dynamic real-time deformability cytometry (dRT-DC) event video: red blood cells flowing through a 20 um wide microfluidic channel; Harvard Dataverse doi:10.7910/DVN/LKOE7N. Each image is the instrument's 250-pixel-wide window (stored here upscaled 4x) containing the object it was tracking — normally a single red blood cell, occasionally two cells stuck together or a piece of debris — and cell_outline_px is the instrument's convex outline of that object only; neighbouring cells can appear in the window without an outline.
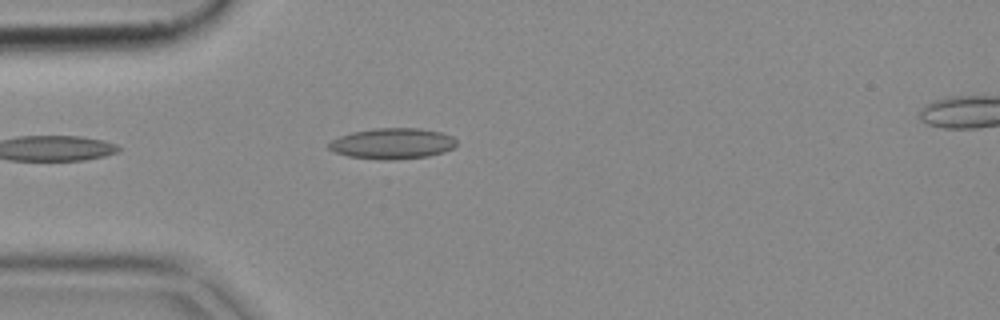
{"species": "common noctule bat (a hibernating species)", "species_latin": "Nyctalus noctula", "temperature_condition": "cold", "stored_images_in_passage": 11, "camera_frame_rate_fps": 3000, "um_per_image_px": 0.085, "animal": {"sex": "female", "body_mass_g": 18.4}, "frame": {"image": 1, "passage_image": 1, "time_ms": 0.0, "image_size_px": [1000, 320], "cell_outline_px": [[456, 144], [452, 148], [444, 152], [428, 156], [388, 160], [380, 160], [348, 156], [336, 152], [328, 148], [328, 144], [332, 140], [340, 136], [352, 132], [372, 128], [420, 128], [440, 132], [452, 136], [456, 140]], "centroid_in_image_um": [33.35, 12.19], "position_along_channel_um": 51.7, "area_um2": 22.89}}
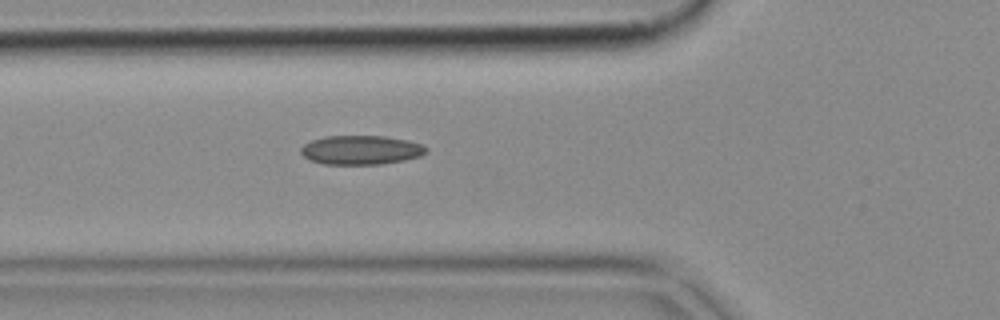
{"frame": {"image": 2, "passage_image": 5, "time_ms": 1.333, "image_size_px": [1000, 320], "cell_outline_px": [[428, 152], [420, 156], [404, 160], [380, 164], [324, 164], [312, 160], [304, 156], [300, 152], [300, 148], [304, 144], [312, 140], [324, 136], [384, 136], [408, 140], [424, 144], [428, 148]], "centroid_in_image_um": [30.72, 12.74], "position_along_channel_um": 95.1, "area_um2": 21.33}}